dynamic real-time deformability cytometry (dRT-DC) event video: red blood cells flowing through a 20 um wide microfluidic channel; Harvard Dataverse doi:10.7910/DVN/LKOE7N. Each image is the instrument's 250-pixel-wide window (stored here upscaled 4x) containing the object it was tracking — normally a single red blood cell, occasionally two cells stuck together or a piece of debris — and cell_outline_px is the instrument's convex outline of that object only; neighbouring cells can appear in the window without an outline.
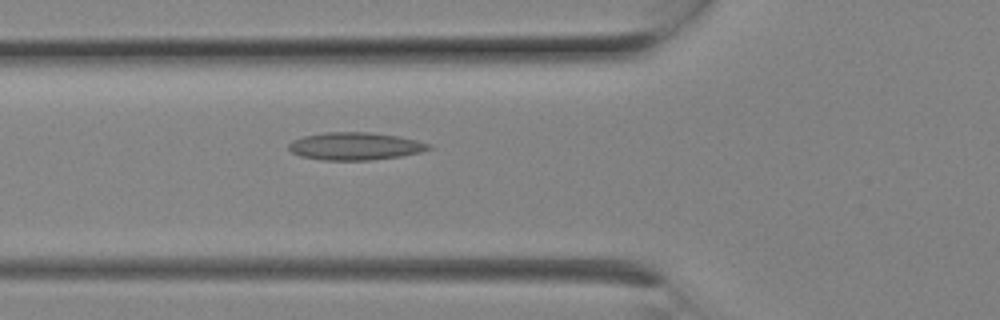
{"species": "Egyptian fruit bat (a non-hibernating species)", "species_latin": "Rousettus aegyptiacus", "temperature_condition": "room temperature", "stored_images_in_passage": 8, "camera_frame_rate_fps": 3000, "um_per_image_px": 0.085, "animal": {"sex": "female"}, "frame": {"image": 1, "passage_image": 8, "time_ms": 2.333, "image_size_px": [1000, 320], "cell_outline_px": [[432, 148], [420, 152], [400, 156], [372, 160], [324, 160], [300, 156], [292, 152], [288, 148], [288, 144], [292, 140], [304, 136], [324, 132], [368, 132], [396, 136], [416, 140], [432, 144]], "centroid_in_image_um": [30.17, 12.42], "position_along_channel_um": 95.6, "area_um2": 22.48}}